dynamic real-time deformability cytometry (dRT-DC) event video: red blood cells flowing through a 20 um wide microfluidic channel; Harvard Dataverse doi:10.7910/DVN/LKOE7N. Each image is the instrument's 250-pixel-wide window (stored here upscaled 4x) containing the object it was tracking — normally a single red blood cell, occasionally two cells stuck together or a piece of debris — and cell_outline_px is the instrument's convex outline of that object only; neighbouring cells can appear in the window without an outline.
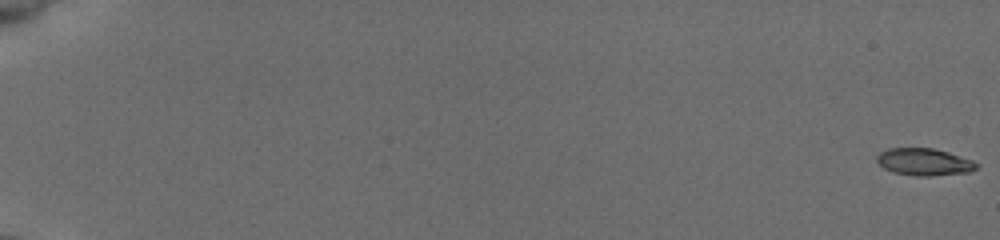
{"species": "common noctule bat (a hibernating species)", "species_latin": "Nyctalus noctula", "temperature_condition": "cold", "stored_images_in_passage": 56, "camera_frame_rate_fps": 3000, "um_per_image_px": 0.085, "animal": {"sex": "female", "body_mass_g": 19.5, "forearm_length_mm": 54.1}, "frame": {"image": 1, "passage_image": 1, "time_ms": 0.0, "image_size_px": [1000, 240], "cell_outline_px": [[980, 164], [976, 168], [968, 172], [932, 176], [916, 176], [892, 172], [884, 168], [876, 160], [876, 156], [880, 152], [888, 148], [932, 148], [948, 152], [972, 160]], "centroid_in_image_um": [78.54, 13.76], "position_along_channel_um": 6.5, "area_um2": 15.78}}
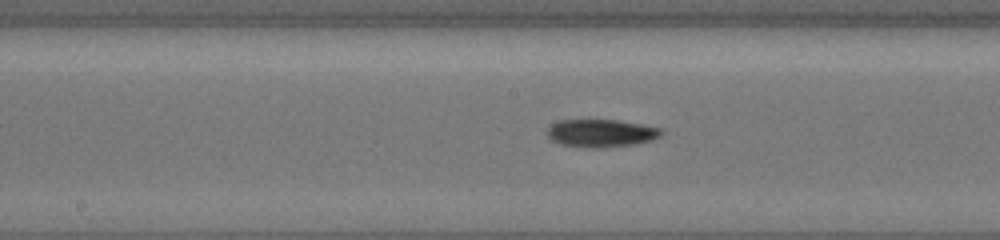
{"frame": {"image": 2, "passage_image": 32, "time_ms": 10.333, "image_size_px": [1000, 240], "cell_outline_px": [[664, 132], [660, 136], [652, 140], [636, 144], [604, 148], [588, 148], [560, 144], [552, 140], [544, 132], [552, 124], [560, 120], [616, 120], [664, 128]], "centroid_in_image_um": [51.11, 11.33], "position_along_channel_um": 197.1, "area_um2": 18.73}}
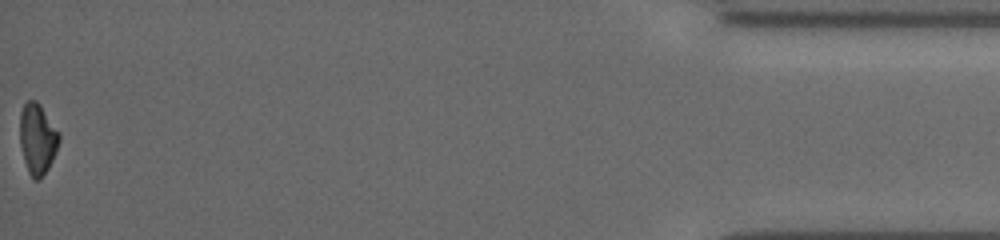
{"frame": {"image": 3, "passage_image": 56, "time_ms": 18.333, "image_size_px": [1000, 240], "cell_outline_px": [[60, 140], [56, 152], [48, 168], [40, 180], [32, 180], [28, 172], [24, 160], [20, 144], [20, 112], [24, 104], [28, 100], [36, 100], [40, 104], [60, 132]], "centroid_in_image_um": [3.19, 11.8], "position_along_channel_um": 432.0, "area_um2": 16.36}, "authors_computed_cell_mechanics": {"area_um2": 16.8198, "velocity_mm_per_s": 3.9249, "shape_relaxation_time_tau1_ms": 10.0422, "shape_relaxation_time_tau2_ms": null, "deformation_change_tau1": 0.2294, "deformation_change_tau2": null}}